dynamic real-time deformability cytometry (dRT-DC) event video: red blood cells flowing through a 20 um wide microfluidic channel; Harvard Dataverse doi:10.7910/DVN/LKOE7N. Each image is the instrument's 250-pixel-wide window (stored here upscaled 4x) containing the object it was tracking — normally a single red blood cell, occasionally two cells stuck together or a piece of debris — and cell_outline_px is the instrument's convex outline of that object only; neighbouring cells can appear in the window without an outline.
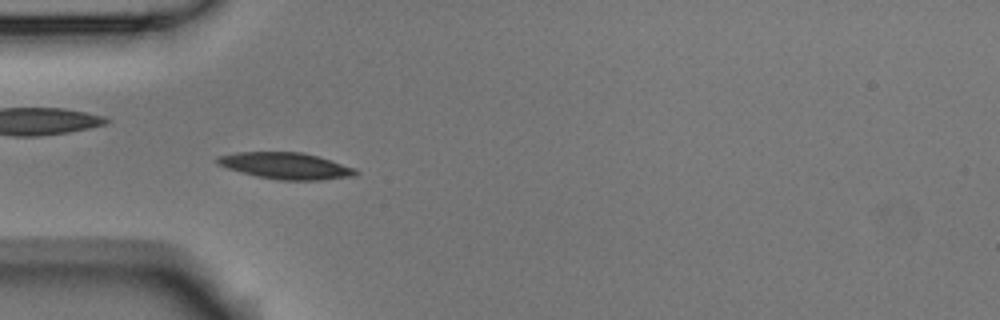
{"species": "Egyptian fruit bat (a non-hibernating species)", "species_latin": "Rousettus aegyptiacus", "temperature_condition": "room temperature", "stored_images_in_passage": 5, "camera_frame_rate_fps": 3000, "um_per_image_px": 0.085, "animal": {"sex": "male"}, "frame": {"image": 1, "passage_image": 4, "time_ms": 1.0, "image_size_px": [1000, 320], "cell_outline_px": [[360, 172], [356, 176], [320, 180], [280, 180], [256, 176], [228, 168], [216, 164], [216, 156], [236, 152], [300, 152], [316, 156], [356, 168]], "centroid_in_image_um": [24.29, 14.1], "position_along_channel_um": 60.7, "area_um2": 21.33}}
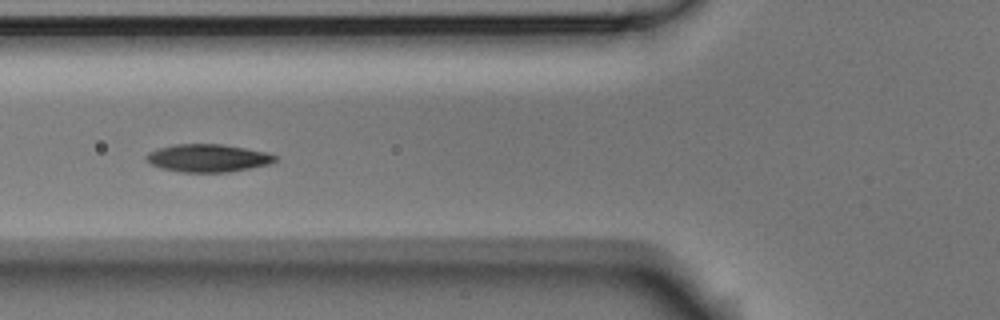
{"frame": {"image": 2, "passage_image": 5, "time_ms": 1.333, "image_size_px": [1000, 320], "cell_outline_px": [[276, 160], [268, 164], [228, 172], [180, 172], [160, 168], [148, 164], [144, 160], [144, 156], [148, 152], [172, 144], [224, 144], [268, 152], [276, 156]], "centroid_in_image_um": [17.6, 13.43], "position_along_channel_um": 108.2, "area_um2": 21.04}}